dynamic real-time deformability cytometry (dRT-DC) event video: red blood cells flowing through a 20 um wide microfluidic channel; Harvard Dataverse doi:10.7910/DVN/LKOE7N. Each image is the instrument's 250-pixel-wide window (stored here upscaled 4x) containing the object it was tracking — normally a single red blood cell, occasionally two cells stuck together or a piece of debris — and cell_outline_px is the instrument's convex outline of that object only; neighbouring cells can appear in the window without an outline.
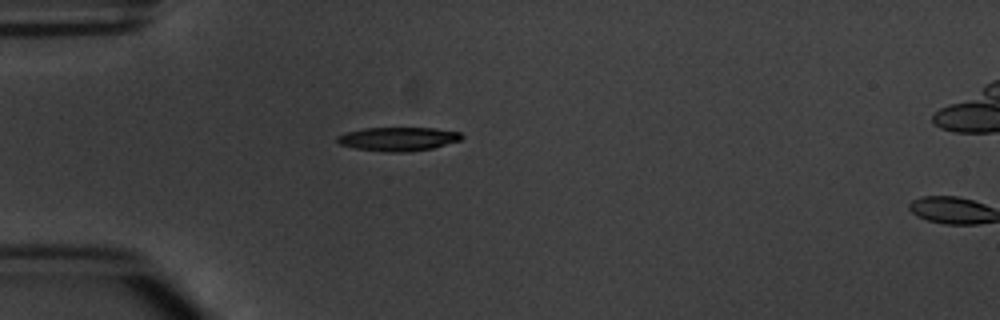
{"species": "common noctule bat (a hibernating species)", "species_latin": "Nyctalus noctula", "temperature_condition": "warm", "stored_images_in_passage": 2, "camera_frame_rate_fps": 3000, "um_per_image_px": 0.085, "animal": {"sex": "male", "body_mass_g": 20.1, "forearm_length_mm": 53.5}, "frame": {"image": 1, "passage_image": 1, "time_ms": 0.0, "image_size_px": [1000, 320], "cell_outline_px": [[464, 136], [460, 140], [432, 148], [408, 152], [384, 152], [356, 148], [340, 144], [336, 140], [336, 136], [348, 132], [364, 128], [436, 128], [460, 132]], "centroid_in_image_um": [33.85, 11.81], "position_along_channel_um": 51.2, "area_um2": 17.17}}